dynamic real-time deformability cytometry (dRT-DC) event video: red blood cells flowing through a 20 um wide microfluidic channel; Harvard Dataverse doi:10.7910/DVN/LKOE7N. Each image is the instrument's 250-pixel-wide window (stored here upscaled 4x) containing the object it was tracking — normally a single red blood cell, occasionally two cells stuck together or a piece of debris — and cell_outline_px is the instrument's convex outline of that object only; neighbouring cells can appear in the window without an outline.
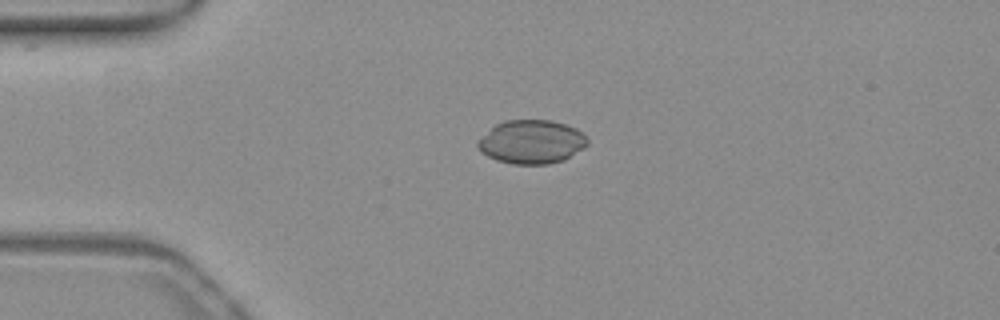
{"species": "common noctule bat (a hibernating species)", "species_latin": "Nyctalus noctula", "temperature_condition": "warm", "stored_images_in_passage": 41, "camera_frame_rate_fps": 3000, "um_per_image_px": 0.085, "animal": {"sex": "female", "body_mass_g": 19.3, "forearm_length_mm": 54.1}, "frame": {"image": 1, "passage_image": 1, "time_ms": 0.0, "image_size_px": [1000, 320], "cell_outline_px": [[588, 144], [584, 148], [564, 160], [548, 164], [512, 164], [496, 160], [480, 152], [476, 144], [476, 140], [496, 124], [504, 120], [552, 120], [576, 128], [588, 140]], "centroid_in_image_um": [45.15, 12.06], "position_along_channel_um": 39.8, "area_um2": 28.03}}
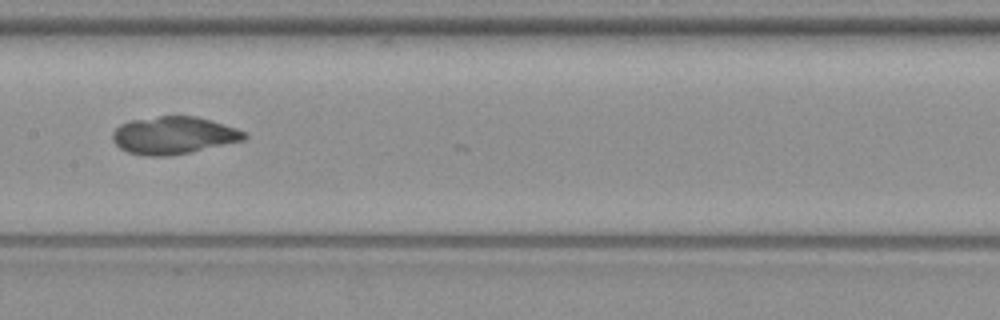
{"frame": {"image": 2, "passage_image": 15, "time_ms": 4.667, "image_size_px": [1000, 320], "cell_outline_px": [[248, 136], [244, 140], [192, 152], [168, 156], [144, 156], [128, 152], [120, 148], [112, 140], [112, 132], [120, 124], [132, 120], [160, 116], [196, 116], [236, 128], [244, 132]], "centroid_in_image_um": [14.73, 11.51], "position_along_channel_um": 192.7, "area_um2": 28.73}}
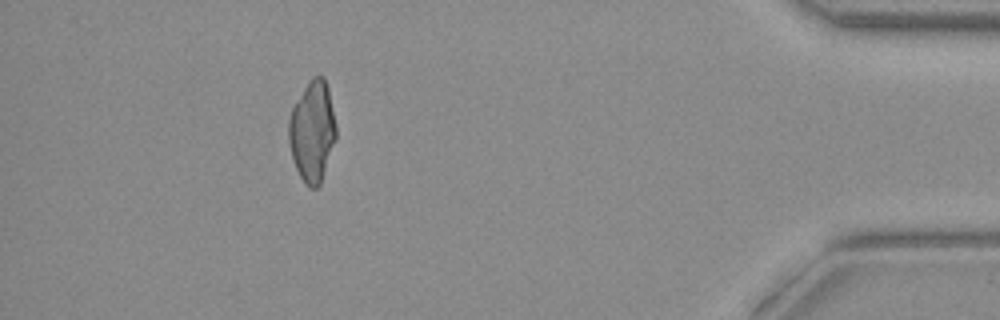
{"frame": {"image": 3, "passage_image": 36, "time_ms": 11.667, "image_size_px": [1000, 320], "cell_outline_px": [[336, 140], [320, 184], [316, 188], [308, 188], [304, 184], [296, 168], [292, 156], [288, 140], [288, 120], [292, 108], [304, 88], [312, 76], [324, 76], [328, 88], [336, 124]], "centroid_in_image_um": [26.55, 11.18], "position_along_channel_um": 408.7, "area_um2": 27.86}, "authors_computed_cell_mechanics": {"area_um2": 28.3798, "velocity_mm_per_s": 3.9029, "shape_relaxation_time_tau1_ms": null, "shape_relaxation_time_tau2_ms": 2.9535, "deformation_change_tau1": null, "deformation_change_tau2": 0.0643}}